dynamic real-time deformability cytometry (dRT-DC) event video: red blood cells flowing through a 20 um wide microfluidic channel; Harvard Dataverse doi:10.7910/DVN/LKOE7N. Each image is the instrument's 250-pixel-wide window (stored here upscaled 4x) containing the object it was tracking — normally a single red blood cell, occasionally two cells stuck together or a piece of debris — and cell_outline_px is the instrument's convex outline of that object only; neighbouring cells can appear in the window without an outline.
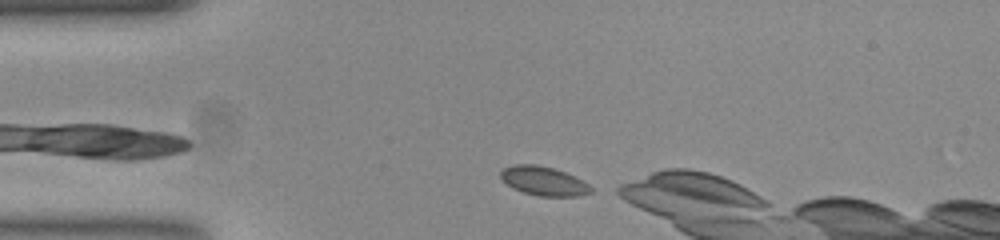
{"species": "common noctule bat (a hibernating species)", "species_latin": "Nyctalus noctula", "temperature_condition": "room temperature", "stored_images_in_passage": 8, "camera_frame_rate_fps": 3000, "um_per_image_px": 0.085, "animal": {"sex": "female", "body_mass_g": 23.0, "forearm_length_mm": 53.4}, "frame": {"image": 1, "passage_image": 1, "time_ms": 0.0, "image_size_px": [1000, 240], "cell_outline_px": [[592, 192], [576, 196], [540, 196], [524, 192], [512, 188], [500, 176], [500, 172], [504, 168], [516, 164], [536, 164], [552, 168], [564, 172], [588, 184], [592, 188]], "centroid_in_image_um": [46.19, 15.39], "position_along_channel_um": 38.8, "area_um2": 14.91}}
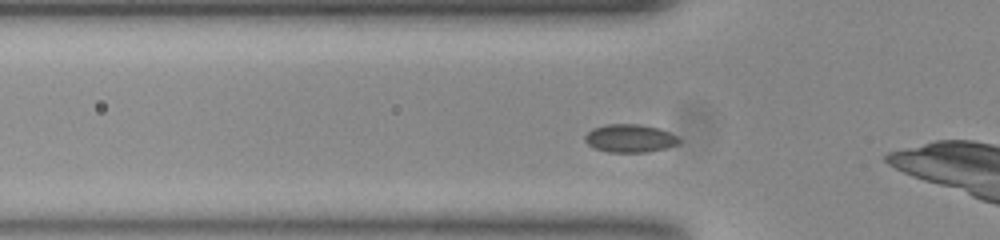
{"frame": {"image": 2, "passage_image": 6, "time_ms": 1.667, "image_size_px": [1000, 240], "cell_outline_px": [[680, 140], [676, 144], [664, 148], [648, 152], [608, 152], [596, 148], [588, 144], [584, 140], [584, 136], [592, 128], [604, 124], [640, 124], [660, 128], [676, 136]], "centroid_in_image_um": [53.5, 11.74], "position_along_channel_um": 72.3, "area_um2": 15.32}}